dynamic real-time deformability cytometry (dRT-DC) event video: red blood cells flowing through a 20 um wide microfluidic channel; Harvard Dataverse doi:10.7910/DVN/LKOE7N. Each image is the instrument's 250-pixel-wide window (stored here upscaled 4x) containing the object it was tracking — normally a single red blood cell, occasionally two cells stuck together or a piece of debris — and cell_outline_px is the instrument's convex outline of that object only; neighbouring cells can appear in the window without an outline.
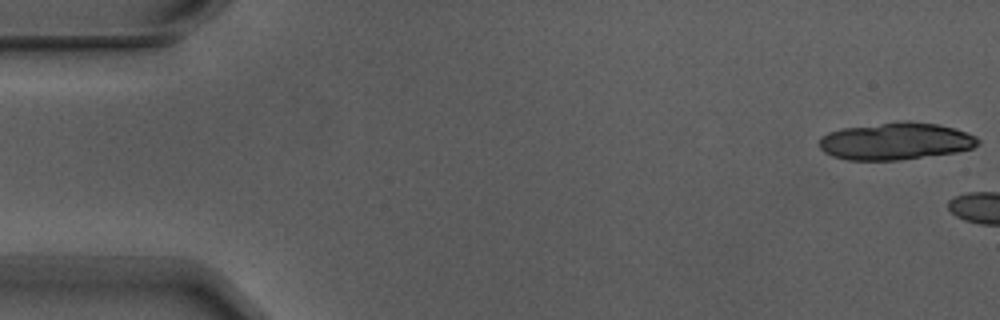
{"species": "Egyptian fruit bat (a non-hibernating species)", "species_latin": "Rousettus aegyptiacus", "temperature_condition": "warm", "stored_images_in_passage": 2, "camera_frame_rate_fps": 3000, "um_per_image_px": 0.085, "animal": {"sex": "male"}, "frame": {"image": 1, "passage_image": 1, "time_ms": 0.0, "image_size_px": [1000, 320], "cell_outline_px": [[980, 144], [972, 148], [956, 152], [900, 160], [848, 160], [832, 156], [824, 152], [820, 148], [820, 136], [828, 132], [840, 128], [900, 120], [908, 120], [936, 124], [952, 128], [976, 136], [980, 140]], "centroid_in_image_um": [76.1, 11.99], "position_along_channel_um": 8.9, "area_um2": 34.68}}